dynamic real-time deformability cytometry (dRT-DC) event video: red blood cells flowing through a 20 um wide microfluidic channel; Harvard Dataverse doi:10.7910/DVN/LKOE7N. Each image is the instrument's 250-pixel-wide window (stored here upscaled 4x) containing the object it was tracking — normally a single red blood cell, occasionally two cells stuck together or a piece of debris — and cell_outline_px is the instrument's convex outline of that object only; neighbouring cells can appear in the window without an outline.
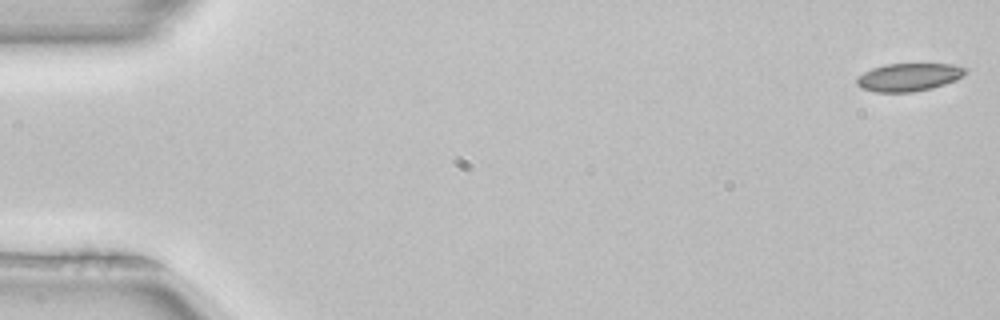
{"species": "common noctule bat (a hibernating species)", "species_latin": "Nyctalus noctula", "temperature_condition": "room temperature", "stored_images_in_passage": 51, "camera_frame_rate_fps": 3000, "um_per_image_px": 0.085, "animal": {"sex": "female", "body_mass_g": 22.7, "forearm_length_mm": 54.2}, "frame": {"image": 1, "passage_image": 1, "time_ms": 0.0, "image_size_px": [1000, 320], "cell_outline_px": [[968, 72], [964, 76], [956, 80], [932, 88], [912, 92], [876, 92], [860, 88], [856, 84], [856, 76], [872, 68], [884, 64], [952, 64], [968, 68]], "centroid_in_image_um": [77.25, 6.55], "position_along_channel_um": 7.8, "area_um2": 17.92}}
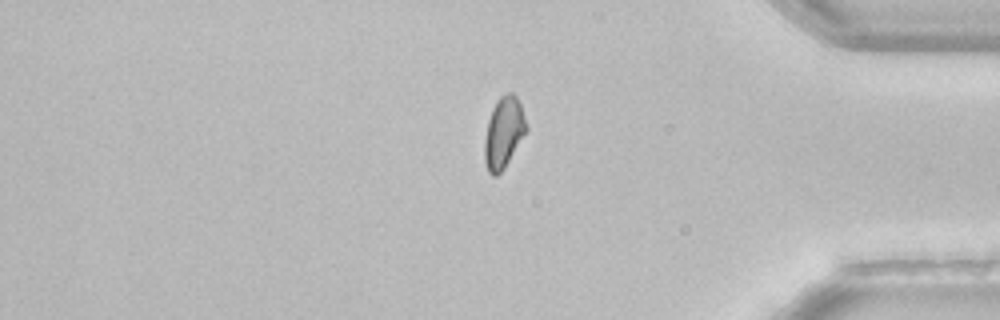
{"frame": {"image": 2, "passage_image": 43, "time_ms": 14.0, "image_size_px": [1000, 320], "cell_outline_px": [[528, 128], [504, 168], [496, 176], [492, 176], [488, 172], [484, 160], [484, 140], [488, 120], [492, 108], [500, 96], [508, 92], [512, 92], [516, 96], [520, 104]], "centroid_in_image_um": [42.79, 11.27], "position_along_channel_um": 392.4, "area_um2": 17.17}}
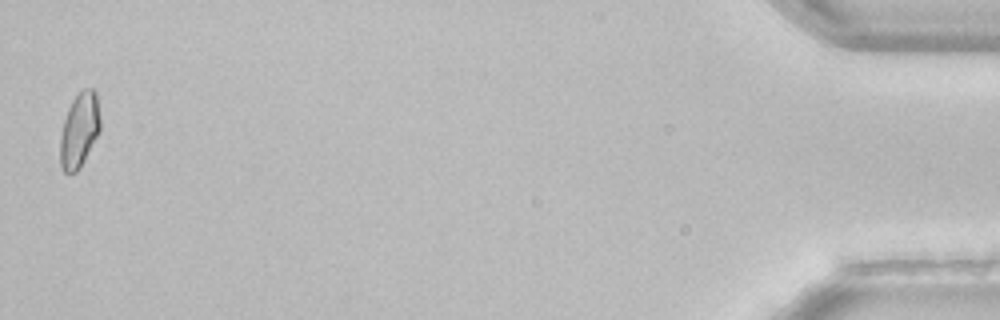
{"frame": {"image": 3, "passage_image": 51, "time_ms": 16.667, "image_size_px": [1000, 320], "cell_outline_px": [[100, 128], [80, 168], [76, 172], [68, 176], [64, 172], [60, 164], [60, 136], [64, 120], [68, 108], [72, 100], [84, 88], [92, 88], [96, 92], [100, 120]], "centroid_in_image_um": [6.72, 11.08], "position_along_channel_um": 428.5, "area_um2": 17.34}}